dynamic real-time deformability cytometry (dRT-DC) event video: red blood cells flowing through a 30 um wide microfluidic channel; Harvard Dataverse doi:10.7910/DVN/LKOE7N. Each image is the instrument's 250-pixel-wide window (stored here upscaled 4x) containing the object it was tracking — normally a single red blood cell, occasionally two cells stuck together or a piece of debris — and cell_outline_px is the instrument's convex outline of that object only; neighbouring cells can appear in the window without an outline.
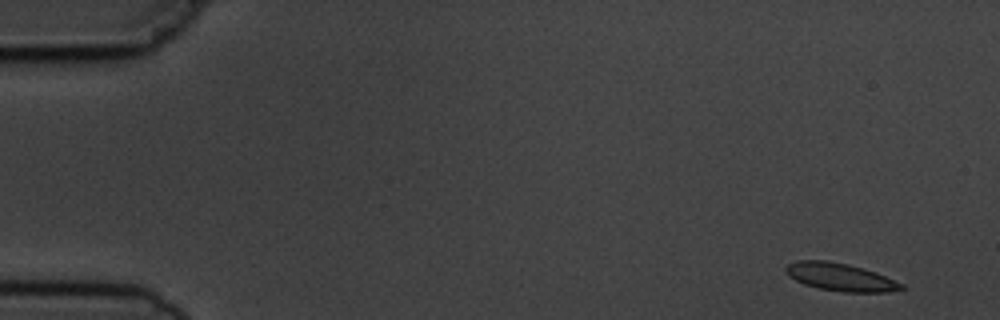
{"species": "common noctule bat (a hibernating species)", "species_latin": "Nyctalus noctula", "temperature_condition": "cold", "stored_images_in_passage": 6, "camera_frame_rate_fps": 3000, "um_per_image_px": 0.085, "animal": {"sex": "male", "body_mass_g": 19.5, "forearm_length_mm": 54.6}, "frame": {"image": 1, "passage_image": 1, "time_ms": 0.0, "image_size_px": [1000, 320], "cell_outline_px": [[904, 288], [888, 292], [844, 292], [820, 288], [804, 284], [788, 276], [784, 272], [784, 268], [788, 264], [796, 260], [828, 260], [848, 264], [876, 272], [904, 284]], "centroid_in_image_um": [71.4, 23.54], "position_along_channel_um": 13.6, "area_um2": 18.73}}
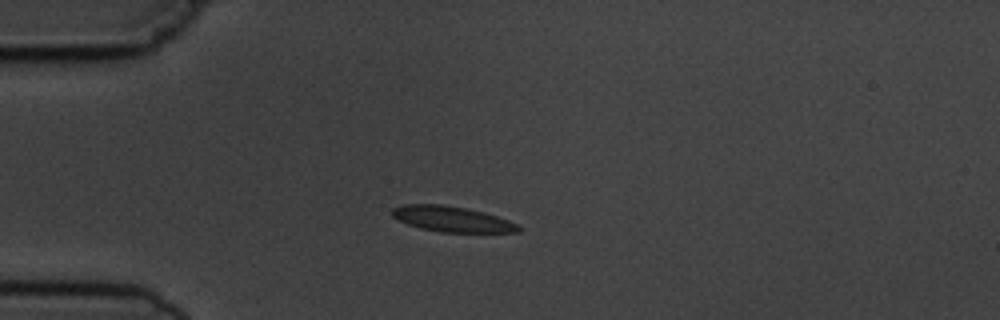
{"frame": {"image": 2, "passage_image": 4, "time_ms": 3.667, "image_size_px": [1000, 320], "cell_outline_px": [[520, 232], [440, 232], [420, 228], [408, 224], [392, 216], [392, 208], [404, 204], [440, 204], [464, 208], [484, 212], [520, 224]], "centroid_in_image_um": [38.43, 18.62], "position_along_channel_um": 46.6, "area_um2": 18.67}}
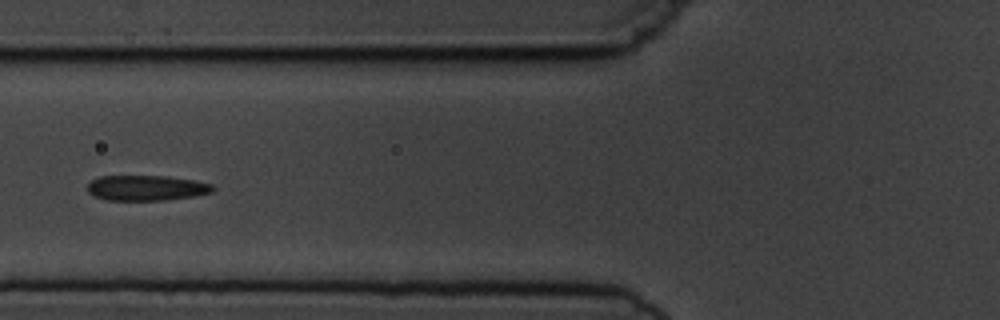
{"frame": {"image": 3, "passage_image": 6, "time_ms": 6.0, "image_size_px": [1000, 320], "cell_outline_px": [[216, 188], [212, 192], [192, 196], [164, 200], [108, 200], [92, 196], [88, 192], [88, 184], [92, 180], [100, 176], [168, 176], [192, 180], [212, 184]], "centroid_in_image_um": [12.43, 15.97], "position_along_channel_um": 113.4, "area_um2": 18.44}}